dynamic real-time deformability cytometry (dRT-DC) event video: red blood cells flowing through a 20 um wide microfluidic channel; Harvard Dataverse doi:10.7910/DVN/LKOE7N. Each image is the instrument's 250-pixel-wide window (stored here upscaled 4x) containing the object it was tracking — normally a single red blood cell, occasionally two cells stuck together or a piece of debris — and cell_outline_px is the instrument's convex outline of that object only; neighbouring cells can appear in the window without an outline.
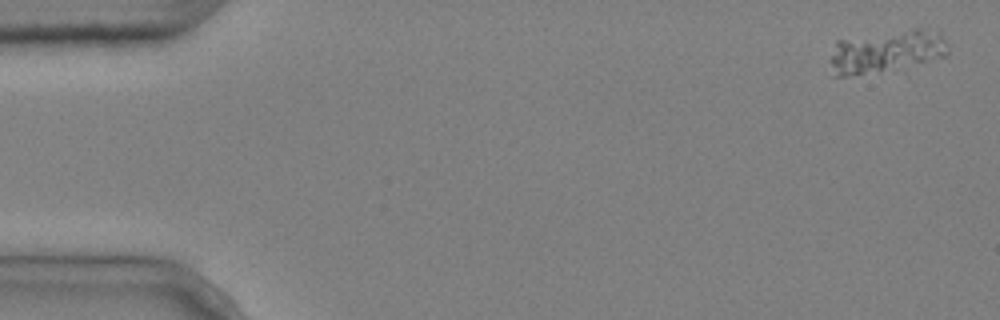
{"species": "common noctule bat (a hibernating species)", "species_latin": "Nyctalus noctula", "temperature_condition": "cold", "stored_images_in_passage": 5, "camera_frame_rate_fps": 3000, "um_per_image_px": 0.085, "animal": {"sex": "male", "body_mass_g": 20.4}, "frame": {"image": 1, "passage_image": 1, "time_ms": 0.0, "image_size_px": [1000, 320], "cell_outline_px": [[948, 52], [944, 56], [916, 64], [880, 72], [844, 76], [832, 76], [832, 56], [836, 40], [912, 28], [920, 28], [940, 36], [944, 40], [948, 48]], "centroid_in_image_um": [75.29, 4.38], "position_along_channel_um": 9.7, "area_um2": 28.55}}